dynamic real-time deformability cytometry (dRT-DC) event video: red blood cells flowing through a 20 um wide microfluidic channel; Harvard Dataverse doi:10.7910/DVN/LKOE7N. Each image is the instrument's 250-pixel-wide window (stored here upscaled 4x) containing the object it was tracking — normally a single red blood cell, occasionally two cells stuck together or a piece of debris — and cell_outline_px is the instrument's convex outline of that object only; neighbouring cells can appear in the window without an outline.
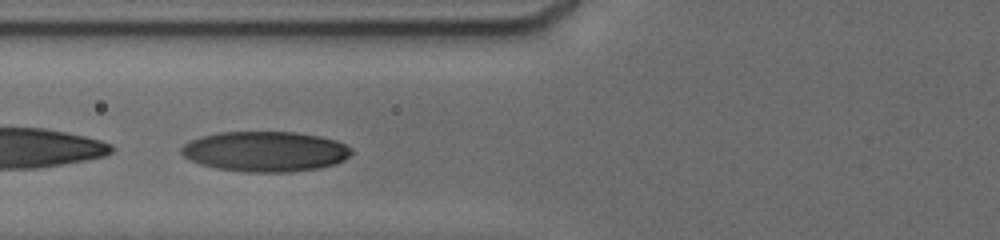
{"species": "human", "species_latin": "Homo sapiens", "temperature_condition": "cold", "stored_images_in_passage": 6, "camera_frame_rate_fps": 3000, "um_per_image_px": 0.085, "donor": {"sex": "male"}, "frame": {"image": 1, "passage_image": 5, "time_ms": 3.0, "image_size_px": [1000, 240], "cell_outline_px": [[352, 152], [344, 160], [336, 164], [320, 168], [292, 172], [244, 172], [216, 168], [200, 164], [184, 156], [180, 152], [180, 148], [184, 144], [192, 140], [204, 136], [220, 132], [296, 132], [320, 136], [336, 140], [352, 148]], "centroid_in_image_um": [22.57, 12.88], "position_along_channel_um": 103.2, "area_um2": 39.94}}